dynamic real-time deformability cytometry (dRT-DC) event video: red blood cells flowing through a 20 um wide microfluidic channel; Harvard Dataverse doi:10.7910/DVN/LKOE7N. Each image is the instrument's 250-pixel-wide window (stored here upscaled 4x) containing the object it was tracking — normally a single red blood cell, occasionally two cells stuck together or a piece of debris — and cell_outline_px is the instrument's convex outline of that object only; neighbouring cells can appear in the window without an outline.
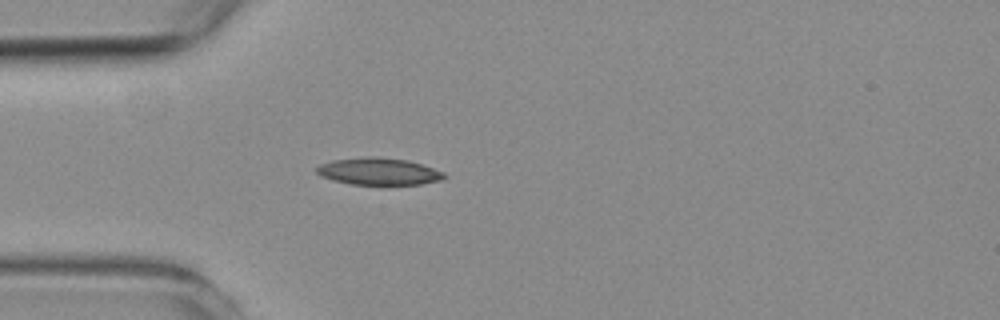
{"species": "common noctule bat (a hibernating species)", "species_latin": "Nyctalus noctula", "temperature_condition": "room temperature", "stored_images_in_passage": 34, "camera_frame_rate_fps": 3000, "um_per_image_px": 0.085, "animal": {"sex": "female", "body_mass_g": 19.3, "forearm_length_mm": 54.1}, "frame": {"image": 1, "passage_image": 1, "time_ms": 0.0, "image_size_px": [1000, 320], "cell_outline_px": [[448, 176], [440, 180], [420, 184], [380, 188], [352, 184], [332, 180], [320, 176], [316, 172], [316, 168], [320, 164], [332, 160], [368, 156], [372, 156], [408, 160], [444, 172]], "centroid_in_image_um": [32.18, 14.62], "position_along_channel_um": 52.8, "area_um2": 20.98}}
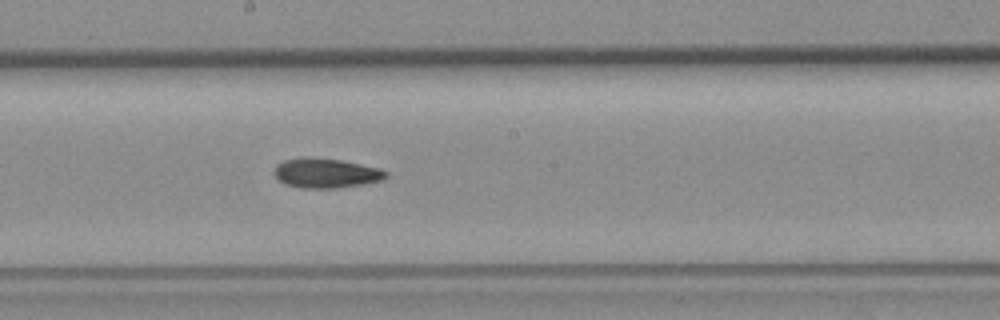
{"frame": {"image": 2, "passage_image": 15, "time_ms": 4.667, "image_size_px": [1000, 320], "cell_outline_px": [[388, 176], [384, 180], [364, 184], [336, 188], [300, 188], [284, 184], [272, 172], [276, 164], [284, 160], [304, 156], [308, 156], [340, 160], [380, 168], [388, 172]], "centroid_in_image_um": [27.69, 14.71], "position_along_channel_um": 220.5, "area_um2": 19.59}}
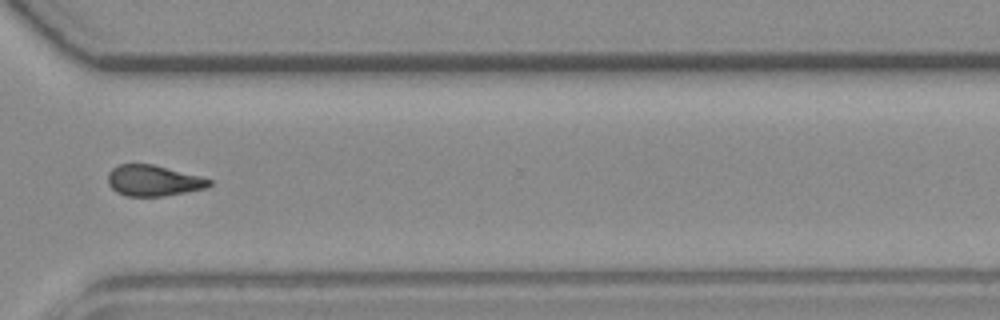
{"frame": {"image": 3, "passage_image": 26, "time_ms": 8.333, "image_size_px": [1000, 320], "cell_outline_px": [[212, 184], [208, 188], [164, 196], [124, 196], [116, 192], [108, 184], [108, 172], [116, 164], [152, 164], [200, 176], [212, 180]], "centroid_in_image_um": [13.03, 15.35], "position_along_channel_um": 357.6, "area_um2": 18.38}}